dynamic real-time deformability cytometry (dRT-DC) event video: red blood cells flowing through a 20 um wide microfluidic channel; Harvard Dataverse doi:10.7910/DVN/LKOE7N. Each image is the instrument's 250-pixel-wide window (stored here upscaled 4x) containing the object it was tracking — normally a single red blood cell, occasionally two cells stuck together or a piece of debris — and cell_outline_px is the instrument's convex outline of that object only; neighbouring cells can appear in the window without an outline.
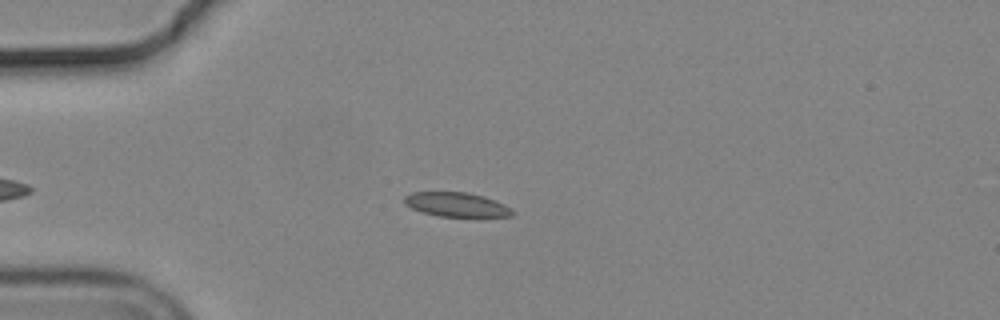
{"species": "common noctule bat (a hibernating species)", "species_latin": "Nyctalus noctula", "temperature_condition": "cold", "stored_images_in_passage": 42, "camera_frame_rate_fps": 3000, "um_per_image_px": 0.085, "animal": {"sex": "male", "body_mass_g": 19.2, "forearm_length_mm": 51.8}, "frame": {"image": 1, "passage_image": 8, "time_ms": 2.333, "image_size_px": [1000, 320], "cell_outline_px": [[512, 216], [480, 220], [440, 216], [424, 212], [412, 208], [404, 204], [404, 196], [412, 192], [468, 192], [484, 196], [496, 200], [512, 208]], "centroid_in_image_um": [38.91, 17.44], "position_along_channel_um": 46.1, "area_um2": 16.18}}
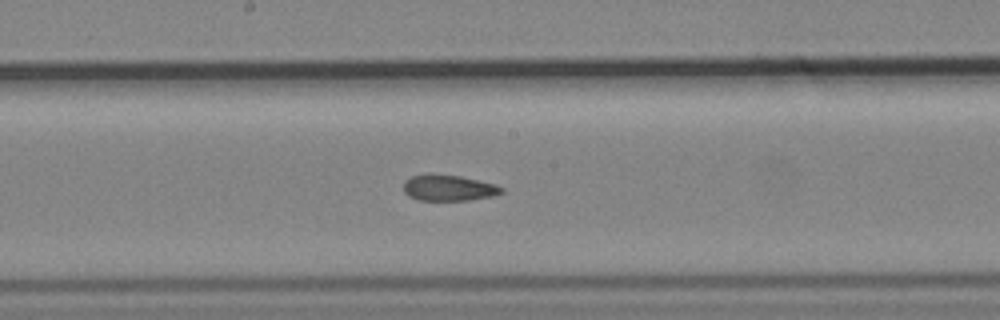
{"frame": {"image": 2, "passage_image": 23, "time_ms": 7.333, "image_size_px": [1000, 320], "cell_outline_px": [[504, 192], [492, 196], [468, 200], [420, 200], [408, 196], [404, 192], [404, 180], [412, 176], [428, 172], [460, 176], [480, 180], [496, 184], [504, 188]], "centroid_in_image_um": [38.12, 15.94], "position_along_channel_um": 210.1, "area_um2": 15.14}}
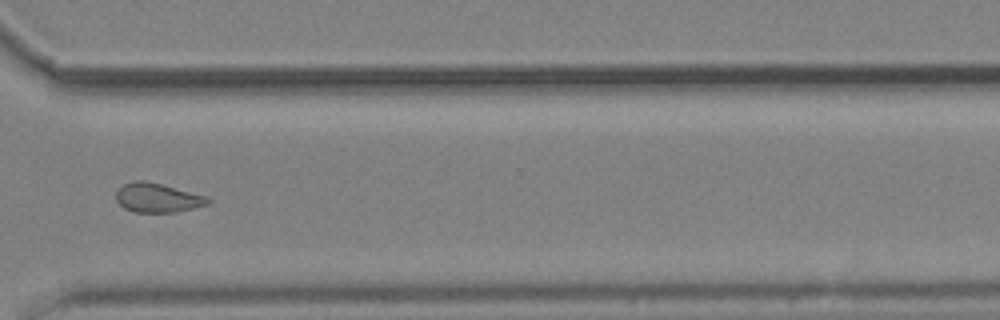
{"frame": {"image": 3, "passage_image": 35, "time_ms": 11.333, "image_size_px": [1000, 320], "cell_outline_px": [[212, 200], [208, 204], [176, 212], [132, 212], [124, 208], [116, 200], [116, 192], [124, 184], [132, 180], [144, 180], [208, 196]], "centroid_in_image_um": [13.38, 16.81], "position_along_channel_um": 357.2, "area_um2": 15.61}, "authors_computed_cell_mechanics": {"area_um2": 15.6638, "velocity_mm_per_s": 3.6876, "shape_relaxation_time_tau1_ms": null, "shape_relaxation_time_tau2_ms": 2.8472, "deformation_change_tau1": null, "deformation_change_tau2": 0.0773}}